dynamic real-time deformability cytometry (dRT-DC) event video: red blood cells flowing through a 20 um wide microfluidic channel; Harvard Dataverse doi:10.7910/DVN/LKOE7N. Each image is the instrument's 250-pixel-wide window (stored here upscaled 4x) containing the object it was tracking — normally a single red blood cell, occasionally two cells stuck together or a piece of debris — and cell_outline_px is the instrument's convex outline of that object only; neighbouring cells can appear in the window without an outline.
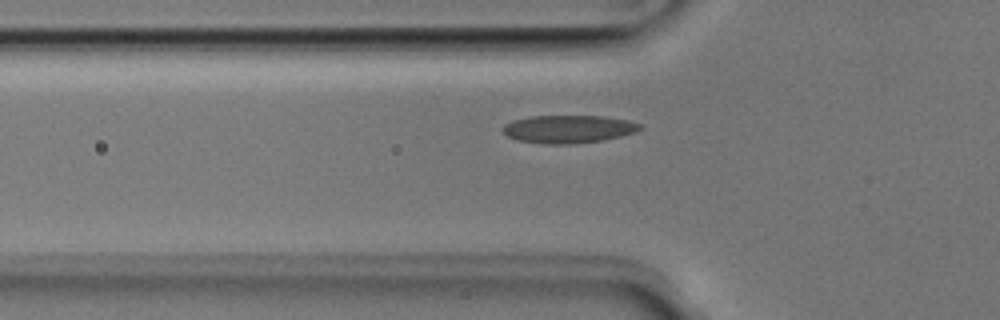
{"species": "Egyptian fruit bat (a non-hibernating species)", "species_latin": "Rousettus aegyptiacus", "temperature_condition": "room temperature", "stored_images_in_passage": 39, "camera_frame_rate_fps": 3000, "um_per_image_px": 0.085, "animal": {"sex": "male"}, "frame": {"image": 1, "passage_image": 6, "time_ms": 1.667, "image_size_px": [1000, 320], "cell_outline_px": [[644, 128], [636, 132], [604, 140], [572, 144], [548, 144], [516, 140], [508, 136], [500, 128], [504, 124], [512, 120], [532, 116], [604, 116], [628, 120], [640, 124]], "centroid_in_image_um": [48.31, 10.97], "position_along_channel_um": 77.5, "area_um2": 22.43}}
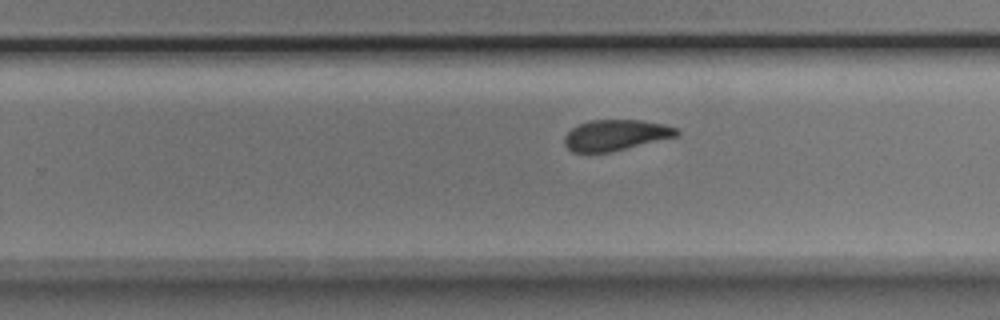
{"frame": {"image": 2, "passage_image": 21, "time_ms": 6.667, "image_size_px": [1000, 320], "cell_outline_px": [[680, 136], [612, 152], [572, 152], [564, 144], [564, 136], [572, 128], [588, 120], [640, 120], [664, 124], [676, 128], [680, 132]], "centroid_in_image_um": [52.36, 11.49], "position_along_channel_um": 277.4, "area_um2": 20.35}}
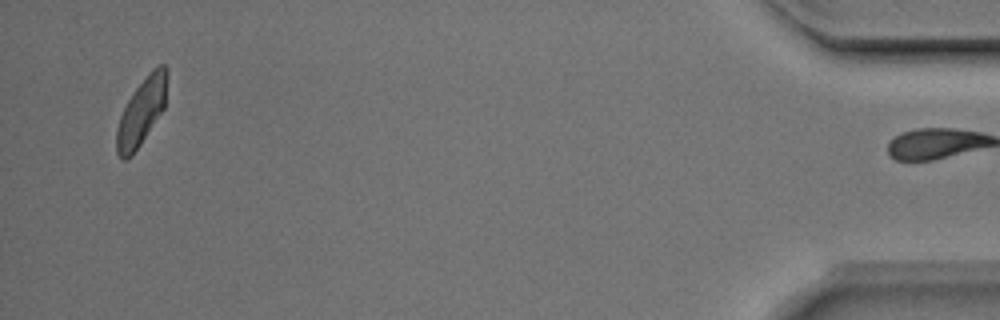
{"frame": {"image": 3, "passage_image": 38, "time_ms": 12.333, "image_size_px": [1000, 320], "cell_outline_px": [[168, 76], [164, 108], [132, 156], [128, 160], [124, 160], [116, 152], [116, 128], [120, 116], [128, 100], [136, 88], [152, 68], [160, 64], [164, 64], [168, 68]], "centroid_in_image_um": [12.03, 9.47], "position_along_channel_um": 423.2, "area_um2": 19.59}, "authors_computed_cell_mechanics": {"area_um2": 21.0392, "velocity_mm_per_s": 4.0047, "shape_relaxation_time_tau1_ms": 3.1615, "shape_relaxation_time_tau2_ms": 1.8375, "deformation_change_tau1": 0.107, "deformation_change_tau2": 0.0689}}